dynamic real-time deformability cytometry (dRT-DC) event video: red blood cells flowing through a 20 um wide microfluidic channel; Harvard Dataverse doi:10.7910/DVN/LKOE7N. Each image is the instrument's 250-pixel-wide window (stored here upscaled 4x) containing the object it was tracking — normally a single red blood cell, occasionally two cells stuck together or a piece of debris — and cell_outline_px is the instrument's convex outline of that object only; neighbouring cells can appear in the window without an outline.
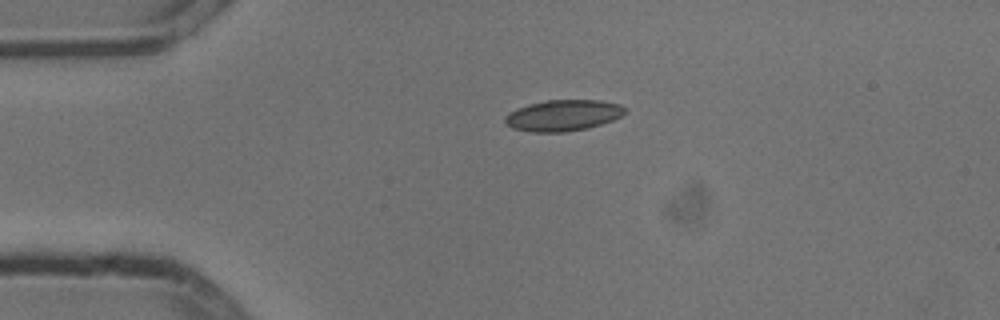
{"species": "common noctule bat (a hibernating species)", "species_latin": "Nyctalus noctula", "temperature_condition": "cold", "stored_images_in_passage": 43, "camera_frame_rate_fps": 3000, "um_per_image_px": 0.085, "animal": {"sex": "male", "body_mass_g": 13.3}, "frame": {"image": 1, "passage_image": 1, "time_ms": 0.0, "image_size_px": [1000, 320], "cell_outline_px": [[628, 112], [612, 120], [588, 128], [564, 132], [532, 132], [512, 128], [504, 120], [504, 116], [508, 112], [516, 108], [528, 104], [548, 100], [600, 100], [620, 104], [628, 108]], "centroid_in_image_um": [47.87, 9.8], "position_along_channel_um": 37.1, "area_um2": 21.91}}
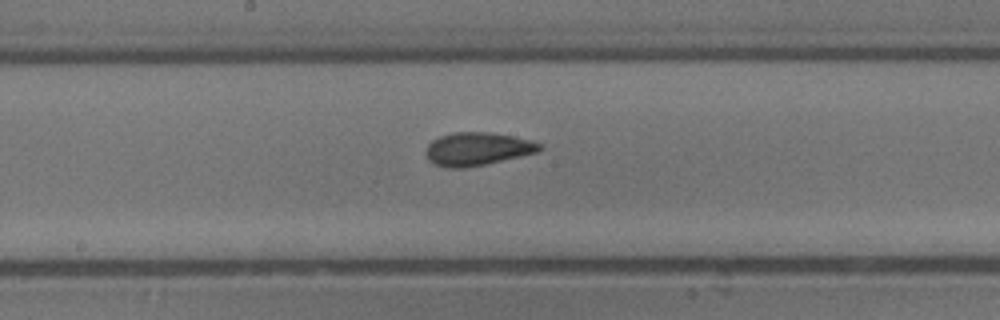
{"frame": {"image": 2, "passage_image": 17, "time_ms": 5.333, "image_size_px": [1000, 320], "cell_outline_px": [[544, 148], [536, 152], [520, 156], [484, 164], [464, 168], [448, 168], [432, 164], [428, 160], [428, 144], [432, 140], [440, 136], [452, 132], [488, 132], [512, 136], [532, 140], [544, 144]], "centroid_in_image_um": [40.59, 12.65], "position_along_channel_um": 207.6, "area_um2": 21.85}}
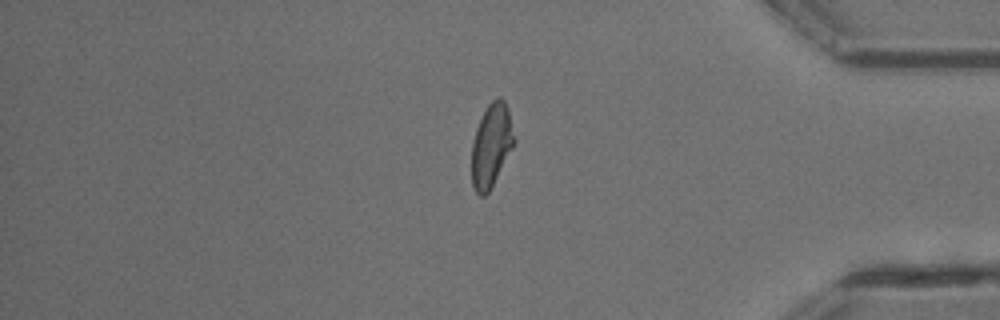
{"frame": {"image": 3, "passage_image": 34, "time_ms": 11.0, "image_size_px": [1000, 320], "cell_outline_px": [[516, 140], [512, 148], [488, 192], [484, 196], [480, 196], [476, 192], [472, 184], [472, 140], [476, 128], [488, 104], [496, 96], [500, 96], [504, 100], [508, 108]], "centroid_in_image_um": [41.76, 12.31], "position_along_channel_um": 393.4, "area_um2": 20.46}, "authors_computed_cell_mechanics": {"area_um2": 21.2704, "velocity_mm_per_s": 3.8025, "shape_relaxation_time_tau1_ms": 4.6772, "shape_relaxation_time_tau2_ms": 1.2792, "deformation_change_tau1": 0.1406, "deformation_change_tau2": 0.0549}}